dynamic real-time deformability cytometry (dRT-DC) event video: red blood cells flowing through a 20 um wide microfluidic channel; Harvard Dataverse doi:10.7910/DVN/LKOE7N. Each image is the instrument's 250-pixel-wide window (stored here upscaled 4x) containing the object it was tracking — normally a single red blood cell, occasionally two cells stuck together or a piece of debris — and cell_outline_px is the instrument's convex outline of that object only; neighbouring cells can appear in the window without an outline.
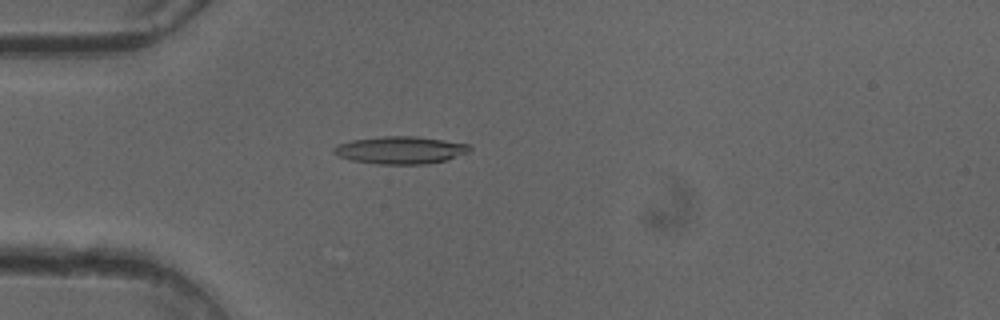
{"species": "common noctule bat (a hibernating species)", "species_latin": "Nyctalus noctula", "temperature_condition": "cold", "stored_images_in_passage": 40, "camera_frame_rate_fps": 3000, "um_per_image_px": 0.085, "animal": {"sex": "female"}, "frame": {"image": 1, "passage_image": 4, "time_ms": 1.0, "image_size_px": [1000, 320], "cell_outline_px": [[472, 148], [468, 152], [448, 160], [428, 164], [376, 164], [352, 160], [340, 156], [332, 152], [332, 148], [336, 144], [352, 140], [384, 136], [416, 136], [472, 144]], "centroid_in_image_um": [34.06, 12.76], "position_along_channel_um": 50.9, "area_um2": 21.96}}
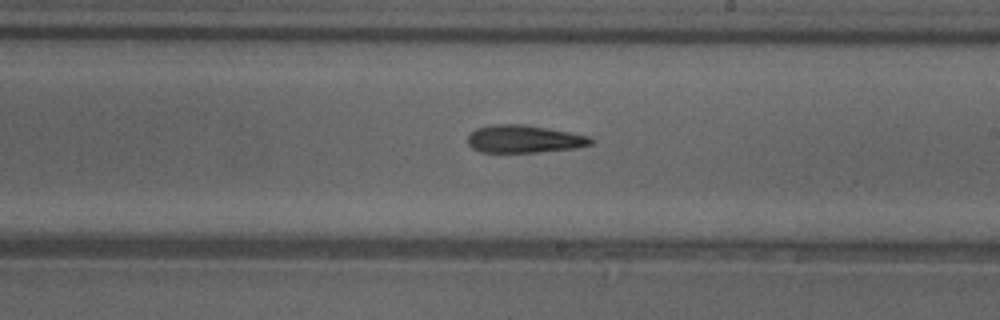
{"frame": {"image": 2, "passage_image": 19, "time_ms": 6.0, "image_size_px": [1000, 320], "cell_outline_px": [[596, 140], [592, 144], [576, 148], [536, 152], [480, 152], [472, 148], [468, 144], [468, 136], [476, 128], [492, 124], [524, 124], [572, 132], [588, 136]], "centroid_in_image_um": [44.57, 11.81], "position_along_channel_um": 244.4, "area_um2": 20.0}}
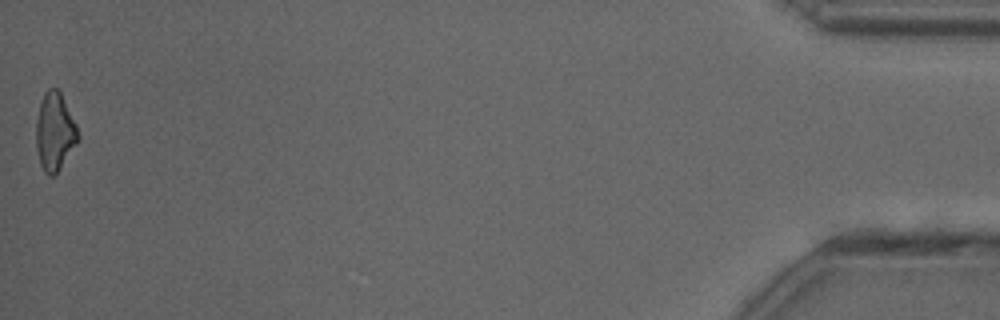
{"frame": {"image": 3, "passage_image": 40, "time_ms": 13.0, "image_size_px": [1000, 320], "cell_outline_px": [[80, 136], [76, 144], [56, 172], [52, 176], [48, 176], [44, 172], [40, 164], [36, 148], [36, 120], [40, 100], [44, 92], [48, 88], [56, 88], [60, 92], [76, 124]], "centroid_in_image_um": [4.63, 11.17], "position_along_channel_um": 430.6, "area_um2": 18.9}}